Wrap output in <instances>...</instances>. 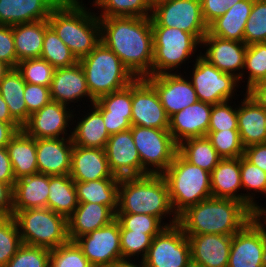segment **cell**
Returning <instances> with one entry per match:
<instances>
[{
	"instance_id": "obj_1",
	"label": "cell",
	"mask_w": 266,
	"mask_h": 267,
	"mask_svg": "<svg viewBox=\"0 0 266 267\" xmlns=\"http://www.w3.org/2000/svg\"><path fill=\"white\" fill-rule=\"evenodd\" d=\"M101 42L112 50L136 78L152 76L151 17L99 18Z\"/></svg>"
},
{
	"instance_id": "obj_2",
	"label": "cell",
	"mask_w": 266,
	"mask_h": 267,
	"mask_svg": "<svg viewBox=\"0 0 266 267\" xmlns=\"http://www.w3.org/2000/svg\"><path fill=\"white\" fill-rule=\"evenodd\" d=\"M253 213L240 201L210 197L188 207L178 216V225L189 235H234L251 219Z\"/></svg>"
},
{
	"instance_id": "obj_3",
	"label": "cell",
	"mask_w": 266,
	"mask_h": 267,
	"mask_svg": "<svg viewBox=\"0 0 266 267\" xmlns=\"http://www.w3.org/2000/svg\"><path fill=\"white\" fill-rule=\"evenodd\" d=\"M47 20L77 60L87 56L101 42L99 18L83 0H62Z\"/></svg>"
},
{
	"instance_id": "obj_4",
	"label": "cell",
	"mask_w": 266,
	"mask_h": 267,
	"mask_svg": "<svg viewBox=\"0 0 266 267\" xmlns=\"http://www.w3.org/2000/svg\"><path fill=\"white\" fill-rule=\"evenodd\" d=\"M116 213L147 214L163 219L172 216L169 226L178 224V216L174 212L168 185L162 174L119 179L118 209Z\"/></svg>"
},
{
	"instance_id": "obj_5",
	"label": "cell",
	"mask_w": 266,
	"mask_h": 267,
	"mask_svg": "<svg viewBox=\"0 0 266 267\" xmlns=\"http://www.w3.org/2000/svg\"><path fill=\"white\" fill-rule=\"evenodd\" d=\"M162 175L177 216L188 207L212 197L210 173L189 163L179 152Z\"/></svg>"
},
{
	"instance_id": "obj_6",
	"label": "cell",
	"mask_w": 266,
	"mask_h": 267,
	"mask_svg": "<svg viewBox=\"0 0 266 267\" xmlns=\"http://www.w3.org/2000/svg\"><path fill=\"white\" fill-rule=\"evenodd\" d=\"M78 62L95 101L129 86L136 79L120 58L102 42Z\"/></svg>"
},
{
	"instance_id": "obj_7",
	"label": "cell",
	"mask_w": 266,
	"mask_h": 267,
	"mask_svg": "<svg viewBox=\"0 0 266 267\" xmlns=\"http://www.w3.org/2000/svg\"><path fill=\"white\" fill-rule=\"evenodd\" d=\"M16 219L22 244L54 249L69 241L67 218L49 208L17 211Z\"/></svg>"
},
{
	"instance_id": "obj_8",
	"label": "cell",
	"mask_w": 266,
	"mask_h": 267,
	"mask_svg": "<svg viewBox=\"0 0 266 267\" xmlns=\"http://www.w3.org/2000/svg\"><path fill=\"white\" fill-rule=\"evenodd\" d=\"M152 32V76L173 73L176 69L178 73L187 60L201 55V50H198V47L201 48V42L190 33L172 27H152ZM197 50L200 53L196 57L194 54Z\"/></svg>"
},
{
	"instance_id": "obj_9",
	"label": "cell",
	"mask_w": 266,
	"mask_h": 267,
	"mask_svg": "<svg viewBox=\"0 0 266 267\" xmlns=\"http://www.w3.org/2000/svg\"><path fill=\"white\" fill-rule=\"evenodd\" d=\"M134 144L139 152L142 176L163 174L178 152V144L168 129L131 126Z\"/></svg>"
},
{
	"instance_id": "obj_10",
	"label": "cell",
	"mask_w": 266,
	"mask_h": 267,
	"mask_svg": "<svg viewBox=\"0 0 266 267\" xmlns=\"http://www.w3.org/2000/svg\"><path fill=\"white\" fill-rule=\"evenodd\" d=\"M151 25L181 29L200 42L208 32L200 0H153Z\"/></svg>"
},
{
	"instance_id": "obj_11",
	"label": "cell",
	"mask_w": 266,
	"mask_h": 267,
	"mask_svg": "<svg viewBox=\"0 0 266 267\" xmlns=\"http://www.w3.org/2000/svg\"><path fill=\"white\" fill-rule=\"evenodd\" d=\"M194 60L187 78L195 89L198 101L215 105L235 99L233 96L240 85L238 78L223 73L201 55Z\"/></svg>"
},
{
	"instance_id": "obj_12",
	"label": "cell",
	"mask_w": 266,
	"mask_h": 267,
	"mask_svg": "<svg viewBox=\"0 0 266 267\" xmlns=\"http://www.w3.org/2000/svg\"><path fill=\"white\" fill-rule=\"evenodd\" d=\"M143 260L147 267H188L191 247L183 229L178 224L166 227L153 238Z\"/></svg>"
},
{
	"instance_id": "obj_13",
	"label": "cell",
	"mask_w": 266,
	"mask_h": 267,
	"mask_svg": "<svg viewBox=\"0 0 266 267\" xmlns=\"http://www.w3.org/2000/svg\"><path fill=\"white\" fill-rule=\"evenodd\" d=\"M75 242L93 267H111L122 260L120 224H110L78 237Z\"/></svg>"
},
{
	"instance_id": "obj_14",
	"label": "cell",
	"mask_w": 266,
	"mask_h": 267,
	"mask_svg": "<svg viewBox=\"0 0 266 267\" xmlns=\"http://www.w3.org/2000/svg\"><path fill=\"white\" fill-rule=\"evenodd\" d=\"M228 267H266V230L254 218L232 235Z\"/></svg>"
},
{
	"instance_id": "obj_15",
	"label": "cell",
	"mask_w": 266,
	"mask_h": 267,
	"mask_svg": "<svg viewBox=\"0 0 266 267\" xmlns=\"http://www.w3.org/2000/svg\"><path fill=\"white\" fill-rule=\"evenodd\" d=\"M70 108L51 100L40 110L31 114L22 129L34 139L71 137L72 124L70 123H73L71 121L74 120L76 113L73 114L75 110Z\"/></svg>"
},
{
	"instance_id": "obj_16",
	"label": "cell",
	"mask_w": 266,
	"mask_h": 267,
	"mask_svg": "<svg viewBox=\"0 0 266 267\" xmlns=\"http://www.w3.org/2000/svg\"><path fill=\"white\" fill-rule=\"evenodd\" d=\"M131 125L144 128L168 129L169 117L155 88L145 79L132 82Z\"/></svg>"
},
{
	"instance_id": "obj_17",
	"label": "cell",
	"mask_w": 266,
	"mask_h": 267,
	"mask_svg": "<svg viewBox=\"0 0 266 267\" xmlns=\"http://www.w3.org/2000/svg\"><path fill=\"white\" fill-rule=\"evenodd\" d=\"M145 79L157 91L169 118L198 101L193 85L181 72L146 76Z\"/></svg>"
},
{
	"instance_id": "obj_18",
	"label": "cell",
	"mask_w": 266,
	"mask_h": 267,
	"mask_svg": "<svg viewBox=\"0 0 266 267\" xmlns=\"http://www.w3.org/2000/svg\"><path fill=\"white\" fill-rule=\"evenodd\" d=\"M201 46L205 49L201 51V56L210 64L223 73L241 78L247 50L245 42L222 39L207 32L201 41Z\"/></svg>"
},
{
	"instance_id": "obj_19",
	"label": "cell",
	"mask_w": 266,
	"mask_h": 267,
	"mask_svg": "<svg viewBox=\"0 0 266 267\" xmlns=\"http://www.w3.org/2000/svg\"><path fill=\"white\" fill-rule=\"evenodd\" d=\"M105 152L109 168L117 178L142 176L140 155L131 129L111 134Z\"/></svg>"
},
{
	"instance_id": "obj_20",
	"label": "cell",
	"mask_w": 266,
	"mask_h": 267,
	"mask_svg": "<svg viewBox=\"0 0 266 267\" xmlns=\"http://www.w3.org/2000/svg\"><path fill=\"white\" fill-rule=\"evenodd\" d=\"M49 89L53 101H57L68 107H70L69 104L74 103L71 104V108L78 101H82L83 105L86 104L83 100H86V102L89 100L90 105L95 102L90 95L85 73L79 62L70 67L55 69Z\"/></svg>"
},
{
	"instance_id": "obj_21",
	"label": "cell",
	"mask_w": 266,
	"mask_h": 267,
	"mask_svg": "<svg viewBox=\"0 0 266 267\" xmlns=\"http://www.w3.org/2000/svg\"><path fill=\"white\" fill-rule=\"evenodd\" d=\"M212 105L197 101L169 118V132L180 144L189 138L204 137L208 133Z\"/></svg>"
},
{
	"instance_id": "obj_22",
	"label": "cell",
	"mask_w": 266,
	"mask_h": 267,
	"mask_svg": "<svg viewBox=\"0 0 266 267\" xmlns=\"http://www.w3.org/2000/svg\"><path fill=\"white\" fill-rule=\"evenodd\" d=\"M73 146L71 137L36 139L38 173L49 176L69 174Z\"/></svg>"
},
{
	"instance_id": "obj_23",
	"label": "cell",
	"mask_w": 266,
	"mask_h": 267,
	"mask_svg": "<svg viewBox=\"0 0 266 267\" xmlns=\"http://www.w3.org/2000/svg\"><path fill=\"white\" fill-rule=\"evenodd\" d=\"M93 105L101 112L108 133L115 134L131 128L132 83L100 97Z\"/></svg>"
},
{
	"instance_id": "obj_24",
	"label": "cell",
	"mask_w": 266,
	"mask_h": 267,
	"mask_svg": "<svg viewBox=\"0 0 266 267\" xmlns=\"http://www.w3.org/2000/svg\"><path fill=\"white\" fill-rule=\"evenodd\" d=\"M188 239L191 262L203 267H228L232 235H189Z\"/></svg>"
},
{
	"instance_id": "obj_25",
	"label": "cell",
	"mask_w": 266,
	"mask_h": 267,
	"mask_svg": "<svg viewBox=\"0 0 266 267\" xmlns=\"http://www.w3.org/2000/svg\"><path fill=\"white\" fill-rule=\"evenodd\" d=\"M70 177L74 181L89 182L117 178L109 168L105 149L73 146Z\"/></svg>"
},
{
	"instance_id": "obj_26",
	"label": "cell",
	"mask_w": 266,
	"mask_h": 267,
	"mask_svg": "<svg viewBox=\"0 0 266 267\" xmlns=\"http://www.w3.org/2000/svg\"><path fill=\"white\" fill-rule=\"evenodd\" d=\"M62 0H0V25L47 20Z\"/></svg>"
},
{
	"instance_id": "obj_27",
	"label": "cell",
	"mask_w": 266,
	"mask_h": 267,
	"mask_svg": "<svg viewBox=\"0 0 266 267\" xmlns=\"http://www.w3.org/2000/svg\"><path fill=\"white\" fill-rule=\"evenodd\" d=\"M116 219V214L105 205L79 203L67 218L68 237L75 241L78 237L102 228Z\"/></svg>"
},
{
	"instance_id": "obj_28",
	"label": "cell",
	"mask_w": 266,
	"mask_h": 267,
	"mask_svg": "<svg viewBox=\"0 0 266 267\" xmlns=\"http://www.w3.org/2000/svg\"><path fill=\"white\" fill-rule=\"evenodd\" d=\"M237 106V124L244 148L266 143L265 109L245 92Z\"/></svg>"
},
{
	"instance_id": "obj_29",
	"label": "cell",
	"mask_w": 266,
	"mask_h": 267,
	"mask_svg": "<svg viewBox=\"0 0 266 267\" xmlns=\"http://www.w3.org/2000/svg\"><path fill=\"white\" fill-rule=\"evenodd\" d=\"M49 175L36 173L19 178L13 187V215L17 211L47 208Z\"/></svg>"
},
{
	"instance_id": "obj_30",
	"label": "cell",
	"mask_w": 266,
	"mask_h": 267,
	"mask_svg": "<svg viewBox=\"0 0 266 267\" xmlns=\"http://www.w3.org/2000/svg\"><path fill=\"white\" fill-rule=\"evenodd\" d=\"M89 112L85 116L75 117L72 121L74 125L72 128V142L76 146L84 148H99L105 149L107 141L110 137L108 133L101 112L92 104L89 105Z\"/></svg>"
},
{
	"instance_id": "obj_31",
	"label": "cell",
	"mask_w": 266,
	"mask_h": 267,
	"mask_svg": "<svg viewBox=\"0 0 266 267\" xmlns=\"http://www.w3.org/2000/svg\"><path fill=\"white\" fill-rule=\"evenodd\" d=\"M254 0H241L208 26L210 35L238 42H244V30Z\"/></svg>"
},
{
	"instance_id": "obj_32",
	"label": "cell",
	"mask_w": 266,
	"mask_h": 267,
	"mask_svg": "<svg viewBox=\"0 0 266 267\" xmlns=\"http://www.w3.org/2000/svg\"><path fill=\"white\" fill-rule=\"evenodd\" d=\"M240 158L221 159L210 173L211 193L215 198H230L241 202Z\"/></svg>"
},
{
	"instance_id": "obj_33",
	"label": "cell",
	"mask_w": 266,
	"mask_h": 267,
	"mask_svg": "<svg viewBox=\"0 0 266 267\" xmlns=\"http://www.w3.org/2000/svg\"><path fill=\"white\" fill-rule=\"evenodd\" d=\"M6 148L16 180L38 173L36 139L21 129L12 137Z\"/></svg>"
},
{
	"instance_id": "obj_34",
	"label": "cell",
	"mask_w": 266,
	"mask_h": 267,
	"mask_svg": "<svg viewBox=\"0 0 266 267\" xmlns=\"http://www.w3.org/2000/svg\"><path fill=\"white\" fill-rule=\"evenodd\" d=\"M48 20L23 23L13 26L14 46L18 62L40 58Z\"/></svg>"
},
{
	"instance_id": "obj_35",
	"label": "cell",
	"mask_w": 266,
	"mask_h": 267,
	"mask_svg": "<svg viewBox=\"0 0 266 267\" xmlns=\"http://www.w3.org/2000/svg\"><path fill=\"white\" fill-rule=\"evenodd\" d=\"M79 203H98L108 206L115 214L118 209L119 178L89 182L74 181Z\"/></svg>"
},
{
	"instance_id": "obj_36",
	"label": "cell",
	"mask_w": 266,
	"mask_h": 267,
	"mask_svg": "<svg viewBox=\"0 0 266 267\" xmlns=\"http://www.w3.org/2000/svg\"><path fill=\"white\" fill-rule=\"evenodd\" d=\"M78 204L74 180L69 174L49 176L47 208L68 218Z\"/></svg>"
},
{
	"instance_id": "obj_37",
	"label": "cell",
	"mask_w": 266,
	"mask_h": 267,
	"mask_svg": "<svg viewBox=\"0 0 266 267\" xmlns=\"http://www.w3.org/2000/svg\"><path fill=\"white\" fill-rule=\"evenodd\" d=\"M26 82L17 69H9L0 80V94L8 105L11 116L23 126L27 122V107L24 99Z\"/></svg>"
},
{
	"instance_id": "obj_38",
	"label": "cell",
	"mask_w": 266,
	"mask_h": 267,
	"mask_svg": "<svg viewBox=\"0 0 266 267\" xmlns=\"http://www.w3.org/2000/svg\"><path fill=\"white\" fill-rule=\"evenodd\" d=\"M178 152L191 164L211 173L222 159L211 141L204 137L189 138L178 144Z\"/></svg>"
},
{
	"instance_id": "obj_39",
	"label": "cell",
	"mask_w": 266,
	"mask_h": 267,
	"mask_svg": "<svg viewBox=\"0 0 266 267\" xmlns=\"http://www.w3.org/2000/svg\"><path fill=\"white\" fill-rule=\"evenodd\" d=\"M240 170L242 184L241 202L254 214L255 210L260 206L259 202L255 200L256 193L266 195V172L253 165L244 156L240 157Z\"/></svg>"
},
{
	"instance_id": "obj_40",
	"label": "cell",
	"mask_w": 266,
	"mask_h": 267,
	"mask_svg": "<svg viewBox=\"0 0 266 267\" xmlns=\"http://www.w3.org/2000/svg\"><path fill=\"white\" fill-rule=\"evenodd\" d=\"M98 18L151 17L153 0H93Z\"/></svg>"
},
{
	"instance_id": "obj_41",
	"label": "cell",
	"mask_w": 266,
	"mask_h": 267,
	"mask_svg": "<svg viewBox=\"0 0 266 267\" xmlns=\"http://www.w3.org/2000/svg\"><path fill=\"white\" fill-rule=\"evenodd\" d=\"M40 58L48 61L55 69L70 67L78 62L69 47L64 44L50 26L45 29Z\"/></svg>"
},
{
	"instance_id": "obj_42",
	"label": "cell",
	"mask_w": 266,
	"mask_h": 267,
	"mask_svg": "<svg viewBox=\"0 0 266 267\" xmlns=\"http://www.w3.org/2000/svg\"><path fill=\"white\" fill-rule=\"evenodd\" d=\"M246 70V72H245ZM245 74L248 75L246 90L252 85L266 79V43H255L247 45L245 53L244 69L239 79L244 83Z\"/></svg>"
},
{
	"instance_id": "obj_43",
	"label": "cell",
	"mask_w": 266,
	"mask_h": 267,
	"mask_svg": "<svg viewBox=\"0 0 266 267\" xmlns=\"http://www.w3.org/2000/svg\"><path fill=\"white\" fill-rule=\"evenodd\" d=\"M207 138L222 159L244 156V146L238 129L208 131Z\"/></svg>"
},
{
	"instance_id": "obj_44",
	"label": "cell",
	"mask_w": 266,
	"mask_h": 267,
	"mask_svg": "<svg viewBox=\"0 0 266 267\" xmlns=\"http://www.w3.org/2000/svg\"><path fill=\"white\" fill-rule=\"evenodd\" d=\"M17 71L26 83L50 87L55 68L41 58L26 59L18 62Z\"/></svg>"
},
{
	"instance_id": "obj_45",
	"label": "cell",
	"mask_w": 266,
	"mask_h": 267,
	"mask_svg": "<svg viewBox=\"0 0 266 267\" xmlns=\"http://www.w3.org/2000/svg\"><path fill=\"white\" fill-rule=\"evenodd\" d=\"M22 245L16 219L0 217V267H5Z\"/></svg>"
},
{
	"instance_id": "obj_46",
	"label": "cell",
	"mask_w": 266,
	"mask_h": 267,
	"mask_svg": "<svg viewBox=\"0 0 266 267\" xmlns=\"http://www.w3.org/2000/svg\"><path fill=\"white\" fill-rule=\"evenodd\" d=\"M156 235L158 234H145L125 230L120 225V247L122 251V259H133L134 257V260H139V258L140 260H143L146 257L152 240Z\"/></svg>"
},
{
	"instance_id": "obj_47",
	"label": "cell",
	"mask_w": 266,
	"mask_h": 267,
	"mask_svg": "<svg viewBox=\"0 0 266 267\" xmlns=\"http://www.w3.org/2000/svg\"><path fill=\"white\" fill-rule=\"evenodd\" d=\"M49 267H93L75 241L50 250Z\"/></svg>"
},
{
	"instance_id": "obj_48",
	"label": "cell",
	"mask_w": 266,
	"mask_h": 267,
	"mask_svg": "<svg viewBox=\"0 0 266 267\" xmlns=\"http://www.w3.org/2000/svg\"><path fill=\"white\" fill-rule=\"evenodd\" d=\"M246 45L266 43V0H254L253 7L245 25Z\"/></svg>"
},
{
	"instance_id": "obj_49",
	"label": "cell",
	"mask_w": 266,
	"mask_h": 267,
	"mask_svg": "<svg viewBox=\"0 0 266 267\" xmlns=\"http://www.w3.org/2000/svg\"><path fill=\"white\" fill-rule=\"evenodd\" d=\"M116 220L125 229L145 234H160L168 222H162L159 218L147 214L116 213Z\"/></svg>"
},
{
	"instance_id": "obj_50",
	"label": "cell",
	"mask_w": 266,
	"mask_h": 267,
	"mask_svg": "<svg viewBox=\"0 0 266 267\" xmlns=\"http://www.w3.org/2000/svg\"><path fill=\"white\" fill-rule=\"evenodd\" d=\"M50 249L22 244L5 267H49Z\"/></svg>"
},
{
	"instance_id": "obj_51",
	"label": "cell",
	"mask_w": 266,
	"mask_h": 267,
	"mask_svg": "<svg viewBox=\"0 0 266 267\" xmlns=\"http://www.w3.org/2000/svg\"><path fill=\"white\" fill-rule=\"evenodd\" d=\"M231 100L212 105L208 131L238 129L237 107Z\"/></svg>"
},
{
	"instance_id": "obj_52",
	"label": "cell",
	"mask_w": 266,
	"mask_h": 267,
	"mask_svg": "<svg viewBox=\"0 0 266 267\" xmlns=\"http://www.w3.org/2000/svg\"><path fill=\"white\" fill-rule=\"evenodd\" d=\"M24 99L27 107V121L31 114L52 100L49 87L30 83L25 84Z\"/></svg>"
},
{
	"instance_id": "obj_53",
	"label": "cell",
	"mask_w": 266,
	"mask_h": 267,
	"mask_svg": "<svg viewBox=\"0 0 266 267\" xmlns=\"http://www.w3.org/2000/svg\"><path fill=\"white\" fill-rule=\"evenodd\" d=\"M0 61L10 69H15L17 66L13 26L0 25Z\"/></svg>"
},
{
	"instance_id": "obj_54",
	"label": "cell",
	"mask_w": 266,
	"mask_h": 267,
	"mask_svg": "<svg viewBox=\"0 0 266 267\" xmlns=\"http://www.w3.org/2000/svg\"><path fill=\"white\" fill-rule=\"evenodd\" d=\"M202 15L207 26L214 20L221 17L228 9L224 6V0H200Z\"/></svg>"
},
{
	"instance_id": "obj_55",
	"label": "cell",
	"mask_w": 266,
	"mask_h": 267,
	"mask_svg": "<svg viewBox=\"0 0 266 267\" xmlns=\"http://www.w3.org/2000/svg\"><path fill=\"white\" fill-rule=\"evenodd\" d=\"M244 157L266 172V143L246 147L244 149Z\"/></svg>"
},
{
	"instance_id": "obj_56",
	"label": "cell",
	"mask_w": 266,
	"mask_h": 267,
	"mask_svg": "<svg viewBox=\"0 0 266 267\" xmlns=\"http://www.w3.org/2000/svg\"><path fill=\"white\" fill-rule=\"evenodd\" d=\"M0 181L12 188L16 181L6 147H0Z\"/></svg>"
},
{
	"instance_id": "obj_57",
	"label": "cell",
	"mask_w": 266,
	"mask_h": 267,
	"mask_svg": "<svg viewBox=\"0 0 266 267\" xmlns=\"http://www.w3.org/2000/svg\"><path fill=\"white\" fill-rule=\"evenodd\" d=\"M13 216V188L0 181V217Z\"/></svg>"
},
{
	"instance_id": "obj_58",
	"label": "cell",
	"mask_w": 266,
	"mask_h": 267,
	"mask_svg": "<svg viewBox=\"0 0 266 267\" xmlns=\"http://www.w3.org/2000/svg\"><path fill=\"white\" fill-rule=\"evenodd\" d=\"M245 93L266 110V82L261 81L252 85Z\"/></svg>"
},
{
	"instance_id": "obj_59",
	"label": "cell",
	"mask_w": 266,
	"mask_h": 267,
	"mask_svg": "<svg viewBox=\"0 0 266 267\" xmlns=\"http://www.w3.org/2000/svg\"><path fill=\"white\" fill-rule=\"evenodd\" d=\"M22 129L19 123H6L0 121V147H6L12 137Z\"/></svg>"
},
{
	"instance_id": "obj_60",
	"label": "cell",
	"mask_w": 266,
	"mask_h": 267,
	"mask_svg": "<svg viewBox=\"0 0 266 267\" xmlns=\"http://www.w3.org/2000/svg\"><path fill=\"white\" fill-rule=\"evenodd\" d=\"M0 121L6 123H18L10 114L8 105L0 94Z\"/></svg>"
},
{
	"instance_id": "obj_61",
	"label": "cell",
	"mask_w": 266,
	"mask_h": 267,
	"mask_svg": "<svg viewBox=\"0 0 266 267\" xmlns=\"http://www.w3.org/2000/svg\"><path fill=\"white\" fill-rule=\"evenodd\" d=\"M135 261L137 260L122 259V260H119L118 262H115L111 267H147L144 260L140 261L139 259L138 262L140 264Z\"/></svg>"
},
{
	"instance_id": "obj_62",
	"label": "cell",
	"mask_w": 266,
	"mask_h": 267,
	"mask_svg": "<svg viewBox=\"0 0 266 267\" xmlns=\"http://www.w3.org/2000/svg\"><path fill=\"white\" fill-rule=\"evenodd\" d=\"M260 206L255 210L253 218L266 230V206Z\"/></svg>"
},
{
	"instance_id": "obj_63",
	"label": "cell",
	"mask_w": 266,
	"mask_h": 267,
	"mask_svg": "<svg viewBox=\"0 0 266 267\" xmlns=\"http://www.w3.org/2000/svg\"><path fill=\"white\" fill-rule=\"evenodd\" d=\"M10 68L0 61V80L3 78V76L8 72Z\"/></svg>"
},
{
	"instance_id": "obj_64",
	"label": "cell",
	"mask_w": 266,
	"mask_h": 267,
	"mask_svg": "<svg viewBox=\"0 0 266 267\" xmlns=\"http://www.w3.org/2000/svg\"><path fill=\"white\" fill-rule=\"evenodd\" d=\"M239 1L241 0H224V6H228V8H231L235 3Z\"/></svg>"
},
{
	"instance_id": "obj_65",
	"label": "cell",
	"mask_w": 266,
	"mask_h": 267,
	"mask_svg": "<svg viewBox=\"0 0 266 267\" xmlns=\"http://www.w3.org/2000/svg\"><path fill=\"white\" fill-rule=\"evenodd\" d=\"M188 267H203V266H200V265H197V264L191 262Z\"/></svg>"
},
{
	"instance_id": "obj_66",
	"label": "cell",
	"mask_w": 266,
	"mask_h": 267,
	"mask_svg": "<svg viewBox=\"0 0 266 267\" xmlns=\"http://www.w3.org/2000/svg\"><path fill=\"white\" fill-rule=\"evenodd\" d=\"M265 128H266V110H265Z\"/></svg>"
}]
</instances>
